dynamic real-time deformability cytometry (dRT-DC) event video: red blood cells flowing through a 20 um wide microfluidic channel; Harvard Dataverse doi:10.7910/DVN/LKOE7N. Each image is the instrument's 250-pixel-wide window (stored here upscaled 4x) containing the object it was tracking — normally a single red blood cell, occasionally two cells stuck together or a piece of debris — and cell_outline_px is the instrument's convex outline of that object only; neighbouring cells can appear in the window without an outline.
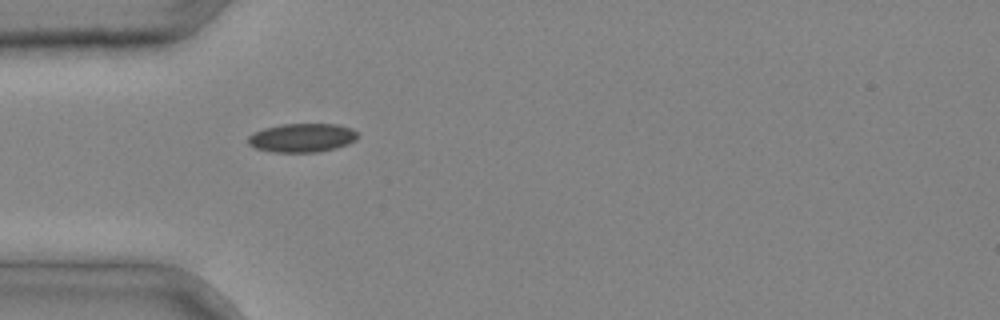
{"species": "common noctule bat (a hibernating species)", "species_latin": "Nyctalus noctula", "temperature_condition": "cold", "stored_images_in_passage": 3, "camera_frame_rate_fps": 3000, "um_per_image_px": 0.085, "animal": {"sex": "male", "body_mass_g": 20.4}, "frame": {"image": 1, "passage_image": 3, "time_ms": 0.667, "image_size_px": [1000, 320], "cell_outline_px": [[360, 136], [356, 140], [348, 144], [336, 148], [320, 152], [272, 152], [256, 148], [248, 144], [248, 136], [252, 132], [264, 128], [280, 124], [336, 124], [352, 128]], "centroid_in_image_um": [25.68, 11.71], "position_along_channel_um": 59.3, "area_um2": 18.61}}